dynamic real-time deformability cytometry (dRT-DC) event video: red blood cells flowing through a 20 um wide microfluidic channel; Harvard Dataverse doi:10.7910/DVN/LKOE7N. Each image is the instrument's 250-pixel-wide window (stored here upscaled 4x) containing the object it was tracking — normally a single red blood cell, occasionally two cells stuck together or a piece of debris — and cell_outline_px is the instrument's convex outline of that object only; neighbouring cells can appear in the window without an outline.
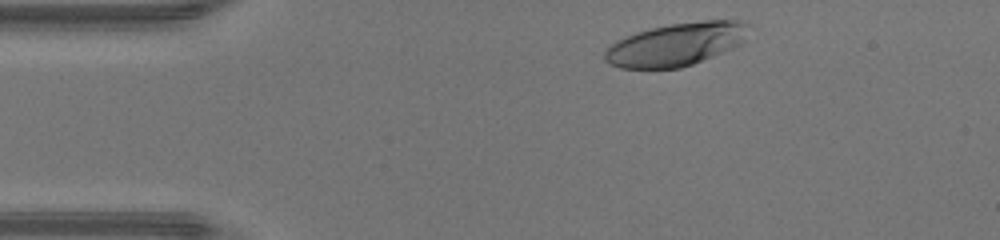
{"species": "human", "species_latin": "Homo sapiens", "temperature_condition": "warm", "stored_images_in_passage": 34, "camera_frame_rate_fps": 3000, "um_per_image_px": 0.085, "donor": {"sex": "male"}, "frame": {"image": 1, "passage_image": 2, "time_ms": 0.333, "image_size_px": [1000, 240], "cell_outline_px": [[752, 24], [744, 40], [740, 44], [732, 48], [692, 64], [680, 68], [620, 68], [608, 64], [604, 60], [604, 48], [616, 40], [636, 32], [652, 28], [672, 24], [704, 20], [744, 20]], "centroid_in_image_um": [57.46, 3.76], "position_along_channel_um": 27.5, "area_um2": 36.24}}
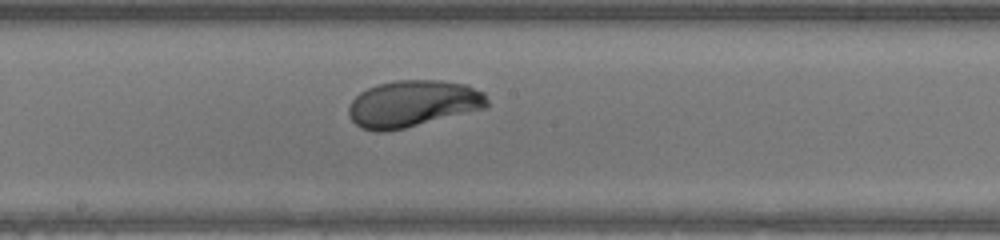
{"frame": {"image": 2, "passage_image": 19, "time_ms": 6.0, "image_size_px": [1000, 240], "cell_outline_px": [[488, 104], [484, 108], [404, 128], [384, 132], [376, 132], [360, 128], [348, 116], [348, 108], [352, 100], [360, 92], [368, 88], [380, 84], [396, 80], [440, 80], [468, 84], [484, 92], [488, 100]], "centroid_in_image_um": [35.08, 8.81], "position_along_channel_um": 213.1, "area_um2": 37.63}}
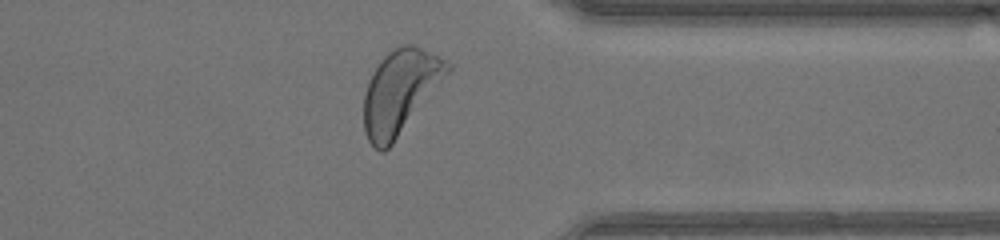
{"frame": {"image": 3, "passage_image": 31, "time_ms": 10.0, "image_size_px": [1000, 240], "cell_outline_px": [[452, 68], [392, 144], [384, 152], [380, 152], [368, 140], [364, 132], [364, 92], [368, 80], [372, 72], [380, 60], [388, 52], [400, 44], [412, 44], [452, 64]], "centroid_in_image_um": [33.96, 7.79], "position_along_channel_um": 377.4, "area_um2": 40.17}, "authors_computed_cell_mechanics": {"area_um2": 37.1654, "velocity_mm_per_s": 4.3247, "shape_relaxation_time_tau1_ms": 2.4172, "shape_relaxation_time_tau2_ms": null, "deformation_change_tau1": 0.1719, "deformation_change_tau2": null}}